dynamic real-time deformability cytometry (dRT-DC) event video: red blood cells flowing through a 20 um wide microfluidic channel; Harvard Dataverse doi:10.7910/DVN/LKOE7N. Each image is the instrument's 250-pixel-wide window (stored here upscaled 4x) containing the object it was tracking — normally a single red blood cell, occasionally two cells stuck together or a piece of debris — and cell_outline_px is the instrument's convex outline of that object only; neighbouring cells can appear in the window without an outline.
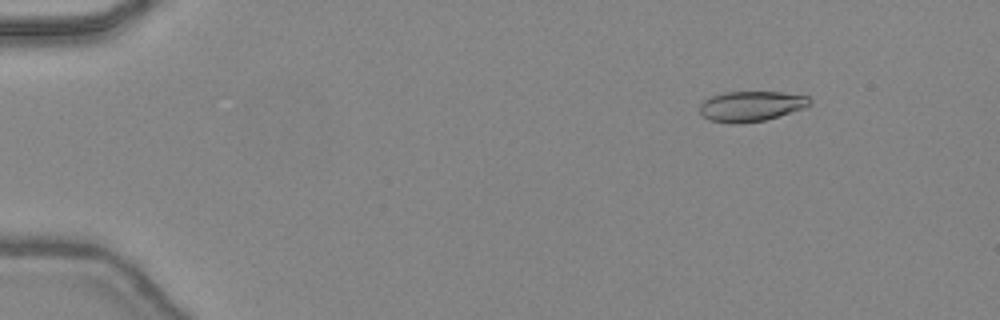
{"species": "common noctule bat (a hibernating species)", "species_latin": "Nyctalus noctula", "temperature_condition": "warm", "stored_images_in_passage": 28, "camera_frame_rate_fps": 3000, "um_per_image_px": 0.085, "animal": {"sex": "female", "body_mass_g": 24.6, "forearm_length_mm": 56.2}, "frame": {"image": 1, "passage_image": 7, "time_ms": 2.0, "image_size_px": [1000, 320], "cell_outline_px": [[812, 100], [804, 108], [764, 120], [740, 124], [732, 124], [708, 120], [700, 112], [700, 104], [704, 100], [712, 96], [724, 92], [780, 92], [808, 96]], "centroid_in_image_um": [63.81, 9.03], "position_along_channel_um": 21.2, "area_um2": 19.31}}
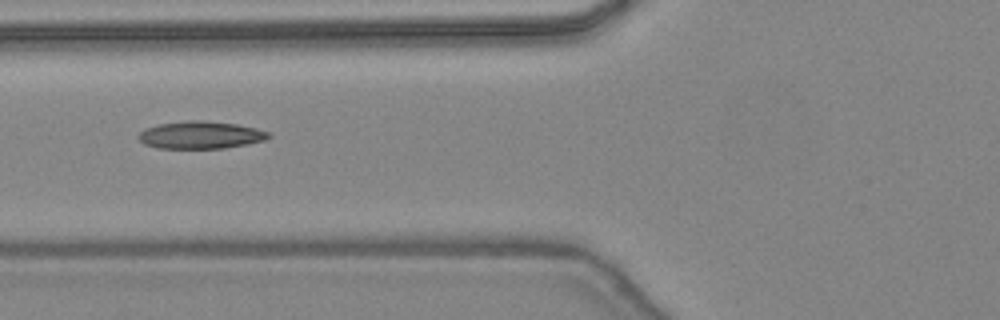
{"frame": {"image": 2, "passage_image": 20, "time_ms": 6.333, "image_size_px": [1000, 320], "cell_outline_px": [[272, 136], [264, 140], [224, 148], [160, 148], [144, 144], [136, 136], [144, 128], [160, 124], [188, 120], [200, 120], [236, 124], [256, 128], [268, 132]], "centroid_in_image_um": [17.02, 11.47], "position_along_channel_um": 108.8, "area_um2": 20.63}}
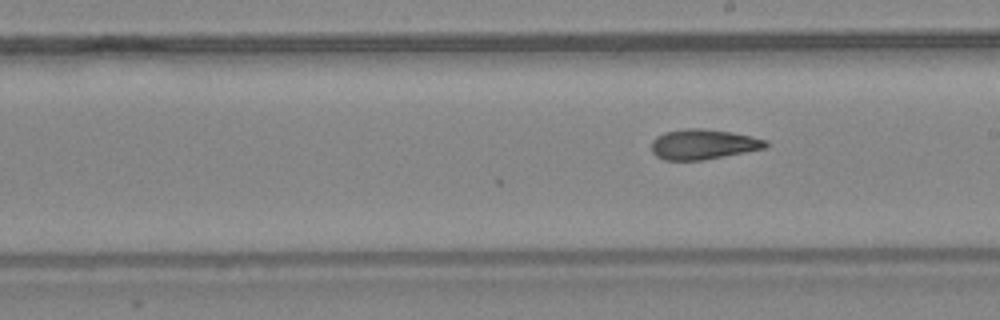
{"frame": {"image": 3, "passage_image": 28, "time_ms": 9.0, "image_size_px": [1000, 320], "cell_outline_px": [[768, 144], [764, 148], [704, 160], [664, 160], [656, 156], [652, 152], [652, 140], [656, 136], [664, 132], [684, 128], [700, 128], [732, 132], [768, 140]], "centroid_in_image_um": [59.74, 12.26], "position_along_channel_um": 229.3, "area_um2": 20.06}}